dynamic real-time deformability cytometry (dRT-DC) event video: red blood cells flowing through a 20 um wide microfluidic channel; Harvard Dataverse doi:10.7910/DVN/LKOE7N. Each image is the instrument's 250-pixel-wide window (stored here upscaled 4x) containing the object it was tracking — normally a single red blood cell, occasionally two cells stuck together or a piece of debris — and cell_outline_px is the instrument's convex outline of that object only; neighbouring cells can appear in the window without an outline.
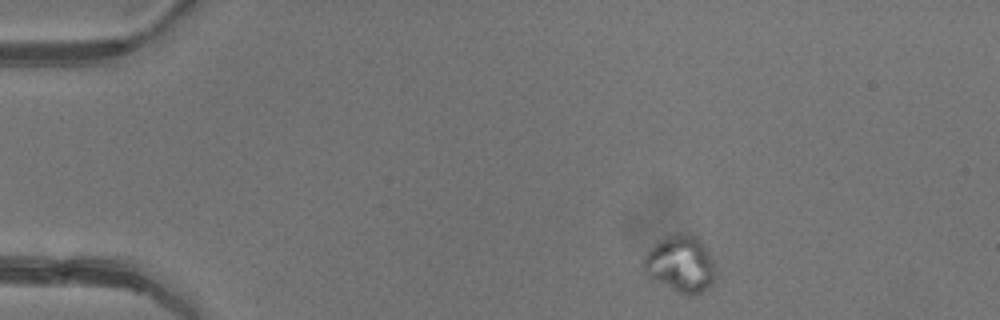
{"species": "common noctule bat (a hibernating species)", "species_latin": "Nyctalus noctula", "temperature_condition": "warm", "stored_images_in_passage": 3, "camera_frame_rate_fps": 3000, "um_per_image_px": 0.085, "animal": {"sex": "female"}, "frame": {"image": 1, "passage_image": 1, "time_ms": 0.0, "image_size_px": [1000, 320], "cell_outline_px": [[716, 272], [708, 288], [692, 296], [688, 296], [676, 292], [648, 280], [644, 272], [644, 256], [656, 244], [668, 236], [680, 232], [688, 232], [696, 236], [704, 244], [712, 260]], "centroid_in_image_um": [57.82, 22.47], "position_along_channel_um": 27.2, "area_um2": 23.99}}